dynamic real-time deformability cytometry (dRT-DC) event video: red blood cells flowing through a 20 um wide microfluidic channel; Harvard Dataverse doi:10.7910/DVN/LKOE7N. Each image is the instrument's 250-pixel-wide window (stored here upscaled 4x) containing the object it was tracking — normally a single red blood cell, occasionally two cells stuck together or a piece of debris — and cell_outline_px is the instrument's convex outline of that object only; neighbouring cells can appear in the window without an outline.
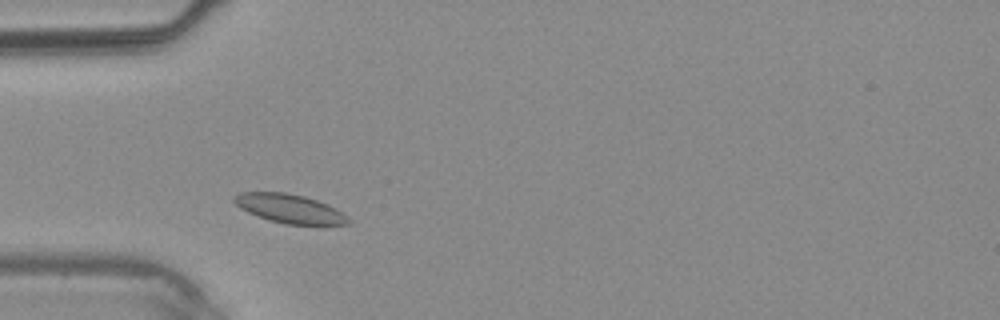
{"species": "common noctule bat (a hibernating species)", "species_latin": "Nyctalus noctula", "temperature_condition": "warm", "stored_images_in_passage": 29, "camera_frame_rate_fps": 3000, "um_per_image_px": 0.085, "animal": {"sex": "male", "body_mass_g": 20.4}, "frame": {"image": 1, "passage_image": 2, "time_ms": 0.333, "image_size_px": [1000, 320], "cell_outline_px": [[352, 224], [324, 228], [284, 224], [268, 220], [248, 212], [240, 208], [232, 200], [232, 196], [240, 192], [284, 192], [304, 196], [328, 204], [336, 208], [348, 216], [352, 220]], "centroid_in_image_um": [24.75, 17.8], "position_along_channel_um": 60.3, "area_um2": 20.29}}
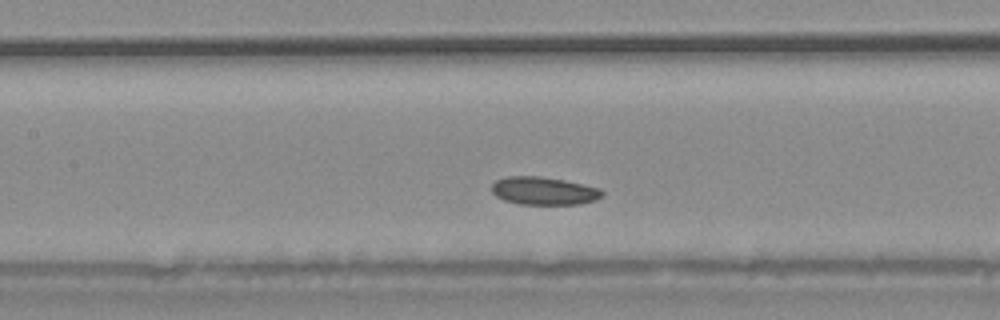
{"frame": {"image": 2, "passage_image": 8, "time_ms": 2.333, "image_size_px": [1000, 320], "cell_outline_px": [[604, 196], [596, 200], [580, 204], [520, 204], [504, 200], [496, 196], [492, 192], [492, 184], [496, 180], [504, 176], [540, 176], [564, 180], [600, 188], [604, 192]], "centroid_in_image_um": [46.24, 16.22], "position_along_channel_um": 161.2, "area_um2": 18.09}}
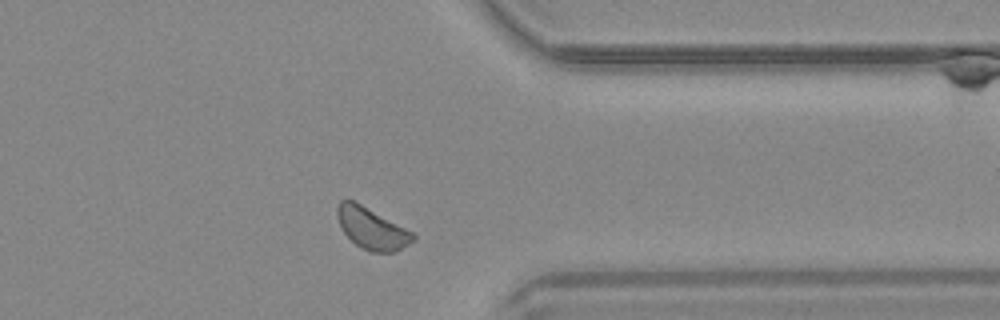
{"frame": {"image": 3, "passage_image": 21, "time_ms": 6.667, "image_size_px": [1000, 320], "cell_outline_px": [[416, 236], [408, 244], [392, 252], [368, 252], [360, 248], [344, 232], [336, 216], [336, 208], [340, 200], [356, 200], [412, 232]], "centroid_in_image_um": [31.56, 19.39], "position_along_channel_um": 379.8, "area_um2": 18.21}}